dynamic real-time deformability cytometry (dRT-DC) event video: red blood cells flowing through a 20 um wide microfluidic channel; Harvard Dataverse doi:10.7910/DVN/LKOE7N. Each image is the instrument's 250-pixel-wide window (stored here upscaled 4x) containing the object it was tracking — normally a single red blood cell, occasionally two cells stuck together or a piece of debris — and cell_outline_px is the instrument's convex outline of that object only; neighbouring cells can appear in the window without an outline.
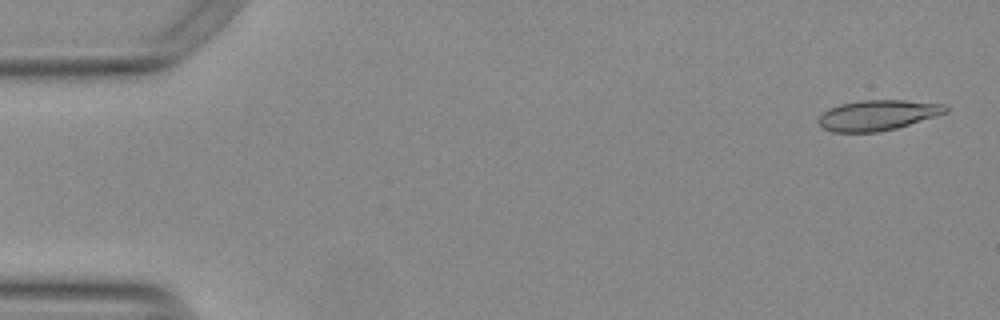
{"species": "Egyptian fruit bat (a non-hibernating species)", "species_latin": "Rousettus aegyptiacus", "temperature_condition": "warm", "stored_images_in_passage": 10, "camera_frame_rate_fps": 3000, "um_per_image_px": 0.085, "animal": {"sex": "female"}, "frame": {"image": 1, "passage_image": 2, "time_ms": 0.333, "image_size_px": [1000, 320], "cell_outline_px": [[948, 112], [936, 116], [896, 128], [880, 132], [832, 132], [824, 128], [816, 120], [828, 108], [840, 104], [860, 100], [904, 100], [948, 104]], "centroid_in_image_um": [74.62, 9.78], "position_along_channel_um": 10.4, "area_um2": 22.6}}